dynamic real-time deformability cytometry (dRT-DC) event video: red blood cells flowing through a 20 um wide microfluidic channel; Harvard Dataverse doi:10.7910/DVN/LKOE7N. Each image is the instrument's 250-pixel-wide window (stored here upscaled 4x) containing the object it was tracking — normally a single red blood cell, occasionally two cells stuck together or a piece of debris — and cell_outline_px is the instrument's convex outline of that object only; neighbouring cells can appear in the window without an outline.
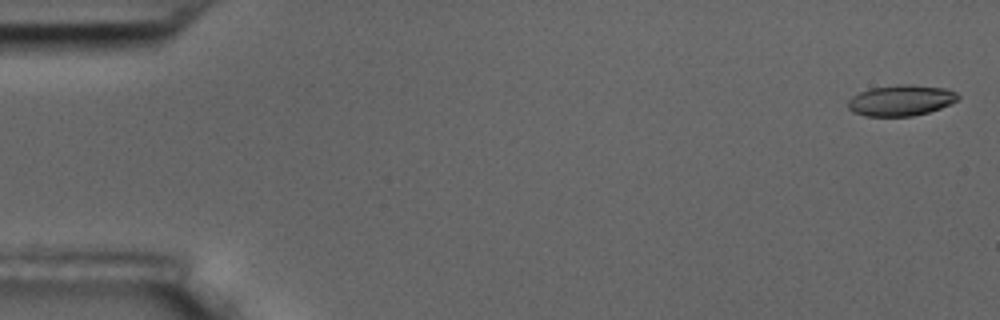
{"species": "common noctule bat (a hibernating species)", "species_latin": "Nyctalus noctula", "temperature_condition": "room temperature", "stored_images_in_passage": 6, "camera_frame_rate_fps": 3000, "um_per_image_px": 0.085, "animal": {"sex": "male", "body_mass_g": 17.5, "forearm_length_mm": 52.3}, "frame": {"image": 1, "passage_image": 1, "time_ms": 0.0, "image_size_px": [1000, 320], "cell_outline_px": [[960, 100], [952, 104], [928, 112], [912, 116], [864, 116], [852, 112], [848, 108], [848, 100], [852, 96], [860, 92], [872, 88], [900, 84], [912, 84], [948, 88], [956, 92], [960, 96]], "centroid_in_image_um": [76.62, 8.53], "position_along_channel_um": 8.4, "area_um2": 20.06}}
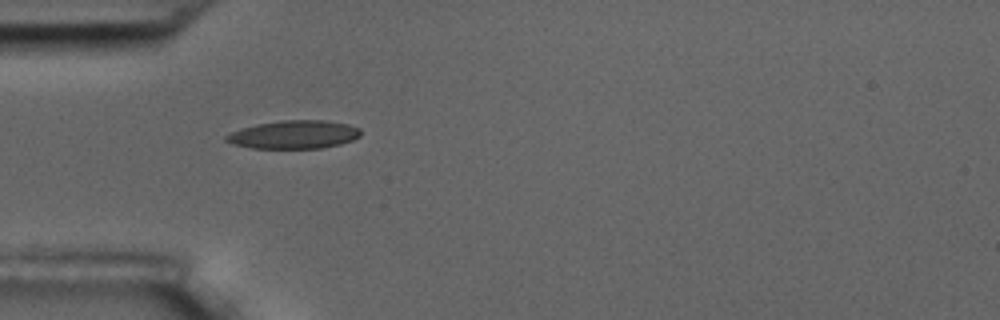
{"frame": {"image": 2, "passage_image": 5, "time_ms": 5.333, "image_size_px": [1000, 320], "cell_outline_px": [[360, 136], [352, 140], [340, 144], [320, 148], [252, 148], [232, 144], [224, 140], [224, 136], [232, 132], [256, 124], [284, 120], [324, 120], [348, 124], [360, 128]], "centroid_in_image_um": [24.99, 11.44], "position_along_channel_um": 60.0, "area_um2": 22.02}}